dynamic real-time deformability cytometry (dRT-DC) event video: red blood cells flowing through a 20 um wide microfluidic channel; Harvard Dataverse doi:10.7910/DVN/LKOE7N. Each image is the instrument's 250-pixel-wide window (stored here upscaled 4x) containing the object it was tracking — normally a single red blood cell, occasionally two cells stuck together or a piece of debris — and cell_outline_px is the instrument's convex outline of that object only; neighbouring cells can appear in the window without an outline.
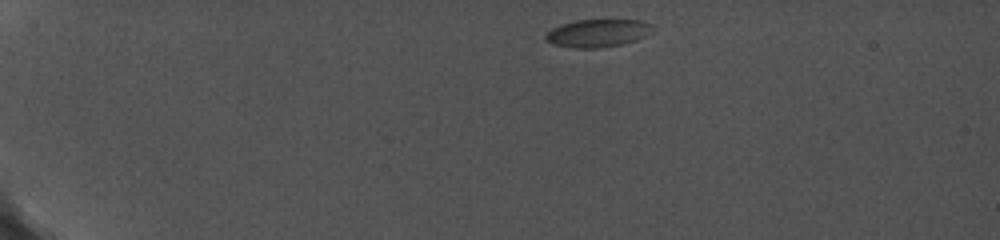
{"species": "common noctule bat (a hibernating species)", "species_latin": "Nyctalus noctula", "temperature_condition": "cold", "stored_images_in_passage": 14, "camera_frame_rate_fps": 5000, "um_per_image_px": 0.085, "animal": {"sex": "female", "body_mass_g": 19.0, "forearm_length_mm": 56.7}, "frame": {"image": 1, "passage_image": 1, "time_ms": 0.0, "image_size_px": [1000, 240], "cell_outline_px": [[656, 28], [652, 32], [636, 40], [624, 44], [600, 48], [572, 48], [552, 44], [544, 40], [544, 36], [552, 28], [560, 24], [576, 20], [644, 20], [652, 24]], "centroid_in_image_um": [50.82, 2.82], "position_along_channel_um": 34.2, "area_um2": 17.69}}
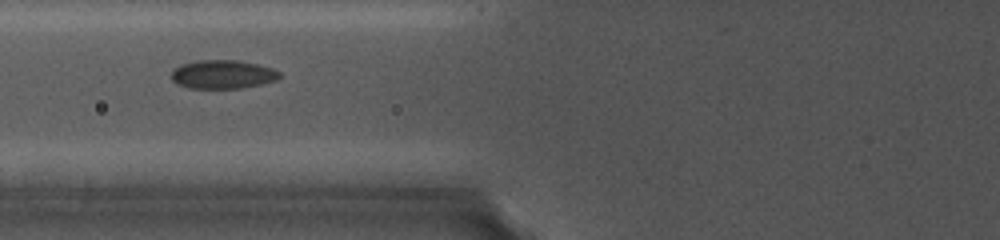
{"frame": {"image": 2, "passage_image": 5, "time_ms": 4.6, "image_size_px": [1000, 240], "cell_outline_px": [[280, 76], [272, 80], [260, 84], [236, 88], [188, 88], [172, 80], [172, 72], [180, 64], [196, 60], [236, 60], [256, 64], [272, 68], [280, 72]], "centroid_in_image_um": [18.89, 6.31], "position_along_channel_um": 106.9, "area_um2": 17.69}}
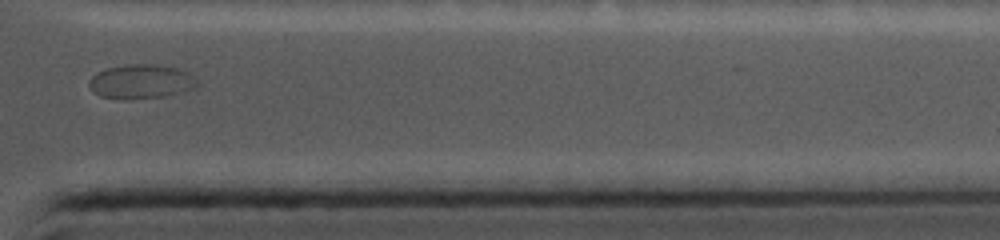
{"frame": {"image": 3, "passage_image": 13, "time_ms": 12.6, "image_size_px": [1000, 240], "cell_outline_px": [[196, 84], [188, 88], [164, 96], [100, 96], [88, 84], [88, 80], [96, 72], [108, 68], [128, 64], [152, 64], [176, 68], [188, 72], [196, 80]], "centroid_in_image_um": [11.94, 6.86], "position_along_channel_um": 399.5, "area_um2": 20.11}, "authors_computed_cell_mechanics": {"area_um2": 17.8313, "velocity_mm_per_s": 3.6385, "shape_relaxation_time_tau1_ms": 8.2296, "shape_relaxation_time_tau2_ms": null, "deformation_change_tau1": 0.063, "deformation_change_tau2": null}}